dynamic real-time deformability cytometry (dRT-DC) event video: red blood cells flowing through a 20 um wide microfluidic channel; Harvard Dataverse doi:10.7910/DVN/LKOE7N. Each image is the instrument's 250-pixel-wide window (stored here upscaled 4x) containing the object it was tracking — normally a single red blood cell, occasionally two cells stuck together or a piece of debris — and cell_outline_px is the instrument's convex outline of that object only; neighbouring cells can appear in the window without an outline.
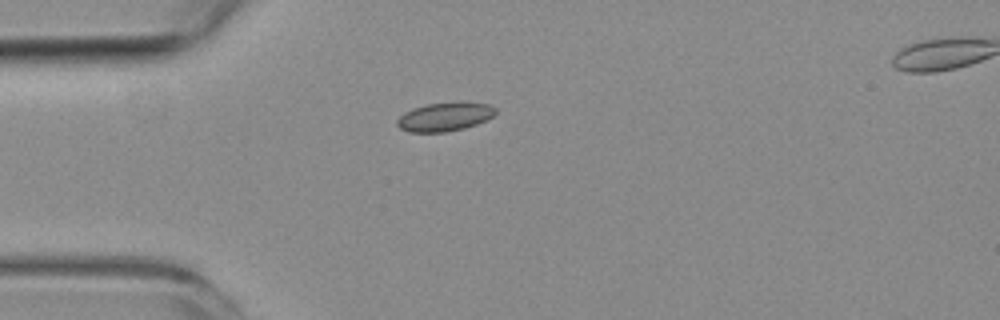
{"species": "common noctule bat (a hibernating species)", "species_latin": "Nyctalus noctula", "temperature_condition": "room temperature", "stored_images_in_passage": 3, "camera_frame_rate_fps": 3000, "um_per_image_px": 0.085, "animal": {"sex": "female", "body_mass_g": 19.3, "forearm_length_mm": 54.1}, "frame": {"image": 1, "passage_image": 1, "time_ms": 0.0, "image_size_px": [1000, 320], "cell_outline_px": [[496, 112], [492, 116], [476, 124], [464, 128], [444, 132], [408, 132], [400, 128], [396, 124], [396, 120], [404, 112], [412, 108], [428, 104], [460, 100], [492, 104], [496, 108]], "centroid_in_image_um": [37.81, 9.89], "position_along_channel_um": 47.2, "area_um2": 16.82}}
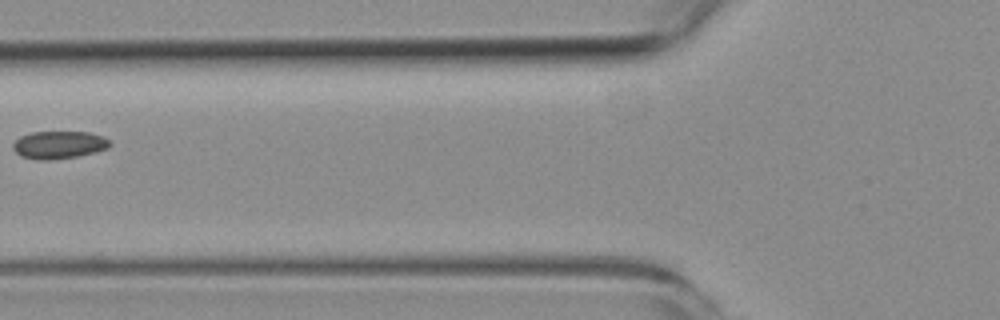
{"frame": {"image": 2, "passage_image": 3, "time_ms": 2.333, "image_size_px": [1000, 320], "cell_outline_px": [[112, 144], [108, 148], [96, 152], [76, 156], [48, 160], [36, 160], [20, 156], [12, 148], [12, 144], [20, 136], [32, 132], [88, 132], [104, 136], [112, 140]], "centroid_in_image_um": [5.03, 12.31], "position_along_channel_um": 120.8, "area_um2": 15.78}}